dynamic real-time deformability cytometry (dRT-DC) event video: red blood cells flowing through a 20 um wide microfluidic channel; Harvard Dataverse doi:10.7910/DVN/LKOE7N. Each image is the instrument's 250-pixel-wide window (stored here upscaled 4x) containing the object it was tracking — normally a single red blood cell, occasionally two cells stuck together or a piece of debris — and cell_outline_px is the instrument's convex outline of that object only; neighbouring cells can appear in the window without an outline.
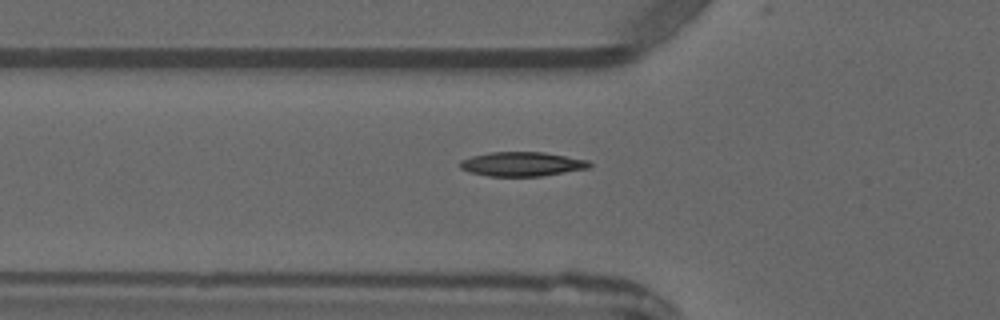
{"species": "common noctule bat (a hibernating species)", "species_latin": "Nyctalus noctula", "temperature_condition": "warm", "stored_images_in_passage": 3, "camera_frame_rate_fps": 3000, "um_per_image_px": 0.085, "animal": {"sex": "male", "forearm_length_mm": 52.5}, "frame": {"image": 1, "passage_image": 3, "time_ms": 2.333, "image_size_px": [1000, 320], "cell_outline_px": [[592, 164], [588, 168], [540, 176], [488, 176], [468, 172], [460, 168], [460, 160], [472, 156], [488, 152], [544, 152], [588, 160]], "centroid_in_image_um": [44.33, 13.94], "position_along_channel_um": 81.5, "area_um2": 18.26}}